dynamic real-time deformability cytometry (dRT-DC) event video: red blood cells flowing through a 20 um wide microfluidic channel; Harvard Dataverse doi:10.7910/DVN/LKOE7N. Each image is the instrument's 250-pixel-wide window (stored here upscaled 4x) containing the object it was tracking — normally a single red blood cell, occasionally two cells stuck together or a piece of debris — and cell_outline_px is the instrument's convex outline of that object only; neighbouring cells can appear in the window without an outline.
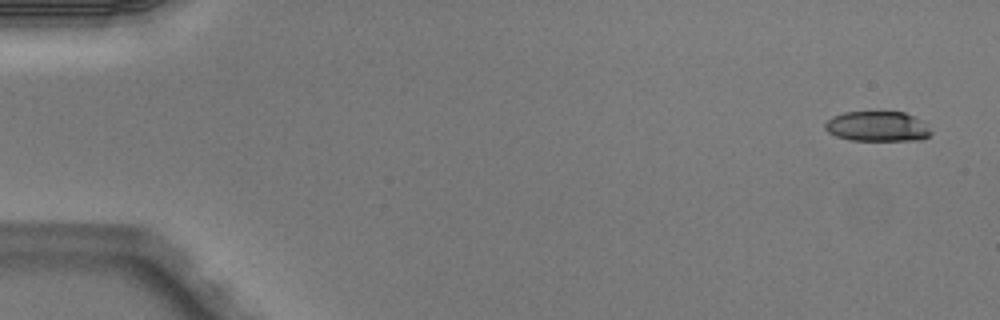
{"species": "Egyptian fruit bat (a non-hibernating species)", "species_latin": "Rousettus aegyptiacus", "temperature_condition": "warm", "stored_images_in_passage": 5, "camera_frame_rate_fps": 3000, "um_per_image_px": 0.085, "animal": {"sex": "male"}, "frame": {"image": 1, "passage_image": 1, "time_ms": 0.0, "image_size_px": [1000, 320], "cell_outline_px": [[932, 132], [928, 136], [920, 140], [852, 140], [836, 136], [828, 132], [824, 128], [824, 124], [832, 116], [844, 112], [904, 112], [916, 116], [924, 120]], "centroid_in_image_um": [74.6, 10.73], "position_along_channel_um": 10.4, "area_um2": 18.73}}
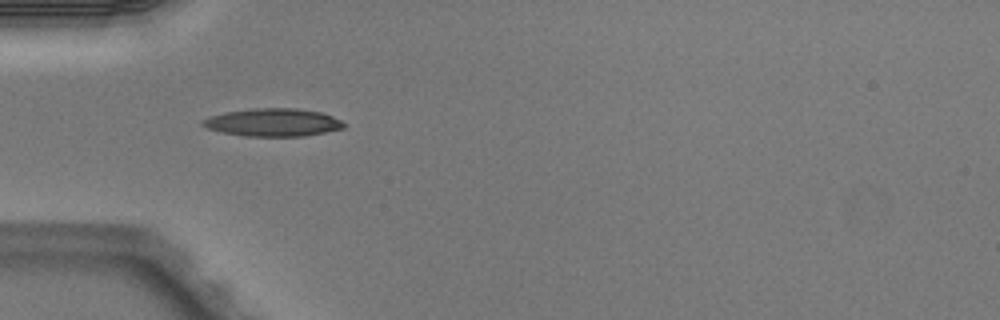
{"frame": {"image": 2, "passage_image": 4, "time_ms": 1.0, "image_size_px": [1000, 320], "cell_outline_px": [[344, 128], [304, 136], [244, 136], [224, 132], [208, 128], [200, 124], [200, 120], [208, 116], [228, 112], [252, 108], [296, 108], [320, 112], [332, 116], [340, 120], [344, 124]], "centroid_in_image_um": [23.18, 10.4], "position_along_channel_um": 61.8, "area_um2": 22.77}}
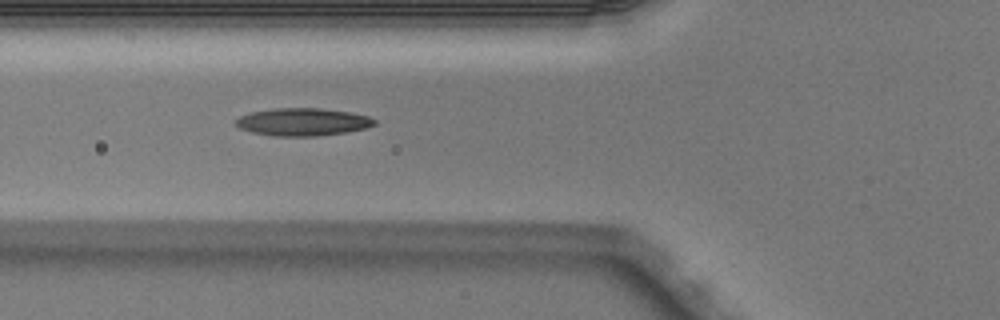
{"frame": {"image": 3, "passage_image": 5, "time_ms": 1.333, "image_size_px": [1000, 320], "cell_outline_px": [[376, 124], [368, 128], [348, 132], [316, 136], [272, 136], [252, 132], [240, 128], [236, 124], [236, 120], [240, 116], [248, 112], [272, 108], [320, 108], [348, 112], [368, 116], [376, 120]], "centroid_in_image_um": [25.73, 10.36], "position_along_channel_um": 100.1, "area_um2": 22.48}}